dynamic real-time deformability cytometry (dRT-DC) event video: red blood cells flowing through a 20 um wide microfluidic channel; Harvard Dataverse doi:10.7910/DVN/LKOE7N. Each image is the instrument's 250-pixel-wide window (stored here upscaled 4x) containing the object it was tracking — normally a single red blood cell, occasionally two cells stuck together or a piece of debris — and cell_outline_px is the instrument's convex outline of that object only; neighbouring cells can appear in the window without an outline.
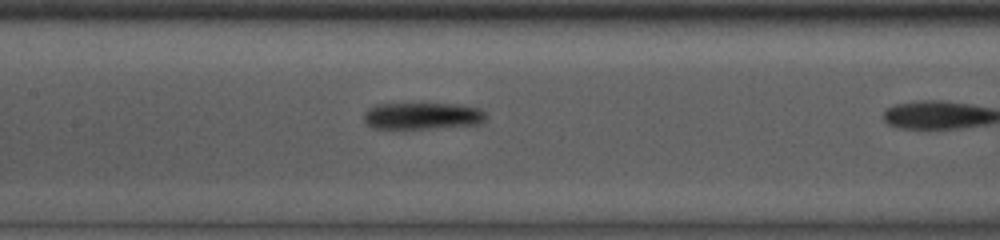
{"species": "common noctule bat (a hibernating species)", "species_latin": "Nyctalus noctula", "temperature_condition": "room temperature", "stored_images_in_passage": 7, "camera_frame_rate_fps": 3000, "um_per_image_px": 0.085, "animal": {"sex": "male", "body_mass_g": 13.0, "forearm_length_mm": 53.1}, "frame": {"image": 1, "passage_image": 6, "time_ms": 1.667, "image_size_px": [1000, 240], "cell_outline_px": [[488, 116], [484, 124], [404, 132], [372, 128], [364, 120], [364, 112], [368, 108], [376, 104], [460, 104], [480, 108]], "centroid_in_image_um": [35.92, 9.91], "position_along_channel_um": 171.5, "area_um2": 20.46}}